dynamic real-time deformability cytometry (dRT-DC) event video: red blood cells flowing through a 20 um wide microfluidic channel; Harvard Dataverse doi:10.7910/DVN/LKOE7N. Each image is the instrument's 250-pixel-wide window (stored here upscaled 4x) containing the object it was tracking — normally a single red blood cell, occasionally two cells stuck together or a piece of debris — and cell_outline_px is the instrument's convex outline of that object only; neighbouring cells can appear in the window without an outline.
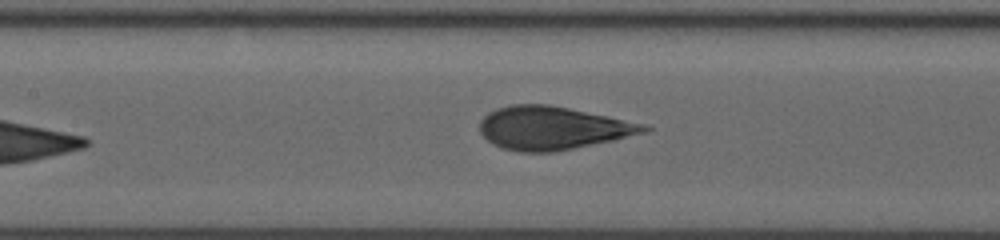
{"species": "human", "species_latin": "Homo sapiens", "temperature_condition": "room temperature", "stored_images_in_passage": 11, "segment_of_instrument_passage": [2, 2], "camera_frame_rate_fps": 3000, "um_per_image_px": 0.085, "donor": {"sex": "male"}, "frame": {"image": 1, "passage_image": 11, "time_ms": 8.667, "image_size_px": [1000, 240], "cell_outline_px": [[652, 128], [648, 132], [612, 140], [552, 152], [520, 152], [504, 148], [492, 144], [480, 132], [480, 120], [488, 112], [496, 108], [512, 104], [548, 104], [608, 116], [644, 124]], "centroid_in_image_um": [46.94, 10.87], "position_along_channel_um": 160.5, "area_um2": 40.98}}